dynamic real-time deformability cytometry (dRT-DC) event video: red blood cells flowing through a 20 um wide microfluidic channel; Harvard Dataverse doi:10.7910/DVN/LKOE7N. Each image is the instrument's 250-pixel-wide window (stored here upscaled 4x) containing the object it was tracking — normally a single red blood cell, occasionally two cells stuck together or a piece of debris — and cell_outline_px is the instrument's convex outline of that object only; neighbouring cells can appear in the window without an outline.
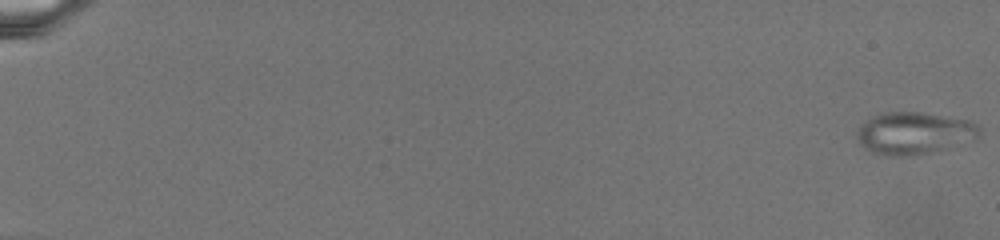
{"species": "common noctule bat (a hibernating species)", "species_latin": "Nyctalus noctula", "temperature_condition": "warm", "stored_images_in_passage": 65, "camera_frame_rate_fps": 3000, "um_per_image_px": 0.085, "animal": {"sex": "female", "body_mass_g": 19.5, "forearm_length_mm": 54.1}, "frame": {"image": 1, "passage_image": 1, "time_ms": 0.0, "image_size_px": [1000, 240], "cell_outline_px": [[980, 132], [976, 140], [928, 152], [908, 156], [888, 156], [872, 152], [864, 148], [860, 144], [856, 136], [856, 128], [872, 116], [884, 112], [920, 112], [972, 120], [980, 124]], "centroid_in_image_um": [77.7, 11.3], "position_along_channel_um": 7.3, "area_um2": 30.35}}
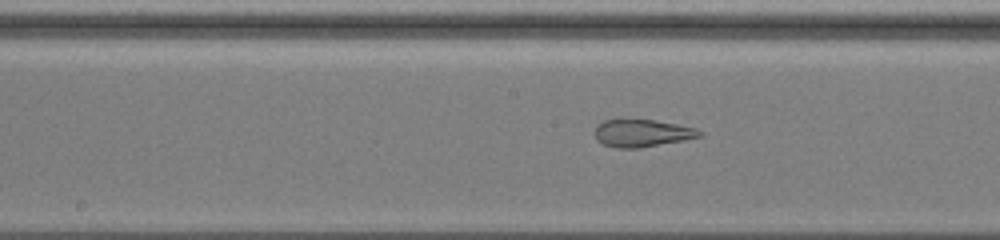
{"frame": {"image": 2, "passage_image": 45, "time_ms": 14.667, "image_size_px": [1000, 240], "cell_outline_px": [[704, 136], [684, 140], [640, 148], [616, 148], [604, 144], [596, 140], [592, 132], [596, 124], [604, 120], [620, 116], [656, 120], [696, 128], [704, 132]], "centroid_in_image_um": [54.5, 11.27], "position_along_channel_um": 193.7, "area_um2": 17.74}}
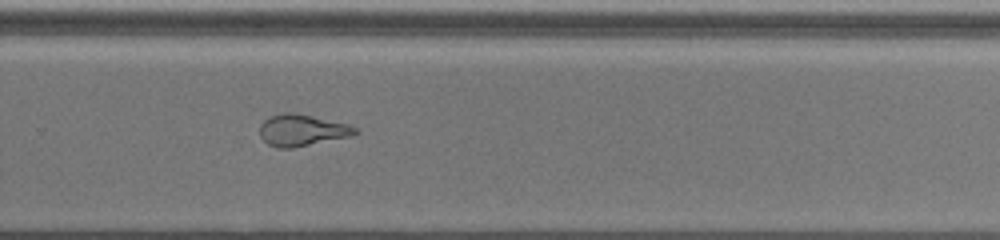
{"frame": {"image": 3, "passage_image": 57, "time_ms": 18.667, "image_size_px": [1000, 240], "cell_outline_px": [[360, 132], [348, 136], [292, 148], [276, 148], [268, 144], [260, 136], [260, 124], [268, 116], [284, 112], [292, 112], [312, 116], [348, 124], [356, 128]], "centroid_in_image_um": [25.62, 11.06], "position_along_channel_um": 304.2, "area_um2": 17.4}}